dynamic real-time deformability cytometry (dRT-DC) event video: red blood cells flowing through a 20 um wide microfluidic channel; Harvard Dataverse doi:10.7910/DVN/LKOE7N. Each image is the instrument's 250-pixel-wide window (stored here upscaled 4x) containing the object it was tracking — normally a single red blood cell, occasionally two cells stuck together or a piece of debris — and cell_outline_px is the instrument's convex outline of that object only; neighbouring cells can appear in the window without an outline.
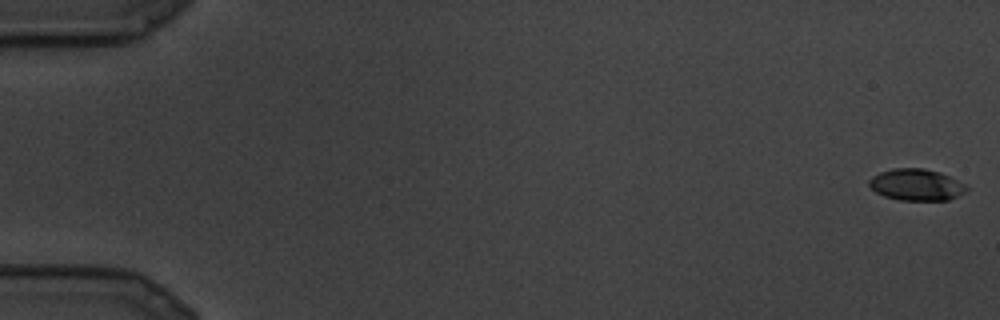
{"species": "common noctule bat (a hibernating species)", "species_latin": "Nyctalus noctula", "temperature_condition": "cold", "stored_images_in_passage": 9, "camera_frame_rate_fps": 3000, "um_per_image_px": 0.085, "animal": {"sex": "male", "body_mass_g": 19.5, "forearm_length_mm": 54.6}, "frame": {"image": 1, "passage_image": 1, "time_ms": 0.0, "image_size_px": [1000, 320], "cell_outline_px": [[968, 188], [964, 192], [948, 200], [900, 200], [884, 196], [876, 192], [868, 184], [868, 180], [872, 176], [880, 172], [892, 168], [924, 168], [940, 172], [964, 184]], "centroid_in_image_um": [77.85, 15.69], "position_along_channel_um": 7.2, "area_um2": 17.8}}
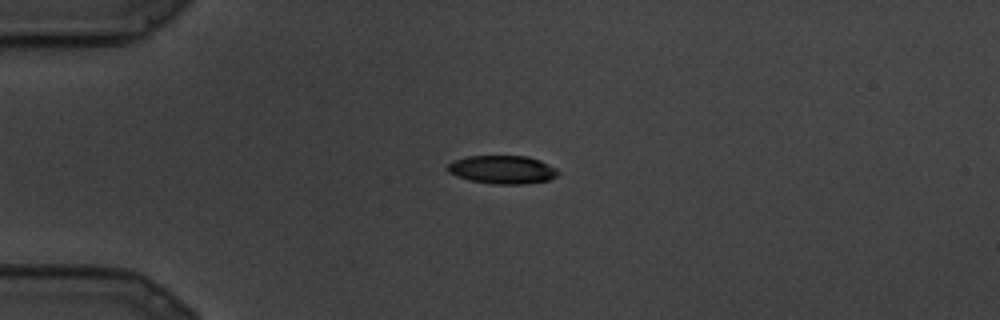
{"frame": {"image": 2, "passage_image": 8, "time_ms": 2.333, "image_size_px": [1000, 320], "cell_outline_px": [[560, 172], [556, 176], [548, 180], [524, 184], [492, 184], [468, 180], [456, 176], [448, 172], [448, 164], [452, 160], [468, 156], [528, 156], [540, 160], [556, 168]], "centroid_in_image_um": [42.69, 14.42], "position_along_channel_um": 42.3, "area_um2": 18.32}}